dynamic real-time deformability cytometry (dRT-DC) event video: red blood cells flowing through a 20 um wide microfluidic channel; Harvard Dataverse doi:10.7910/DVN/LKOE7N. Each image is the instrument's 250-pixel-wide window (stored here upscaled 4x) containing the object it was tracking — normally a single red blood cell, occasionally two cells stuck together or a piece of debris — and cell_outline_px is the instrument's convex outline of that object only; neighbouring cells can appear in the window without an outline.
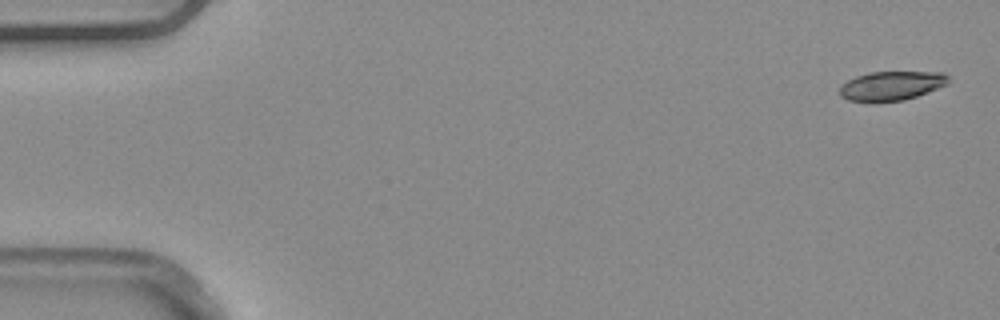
{"species": "common noctule bat (a hibernating species)", "species_latin": "Nyctalus noctula", "temperature_condition": "warm", "stored_images_in_passage": 4, "camera_frame_rate_fps": 3000, "um_per_image_px": 0.085, "animal": {"sex": "male", "body_mass_g": 20.4}, "frame": {"image": 1, "passage_image": 1, "time_ms": 0.0, "image_size_px": [1000, 320], "cell_outline_px": [[948, 84], [916, 96], [904, 100], [872, 104], [848, 100], [840, 96], [840, 84], [856, 76], [868, 72], [944, 72], [948, 76]], "centroid_in_image_um": [75.71, 7.32], "position_along_channel_um": 9.3, "area_um2": 18.9}}
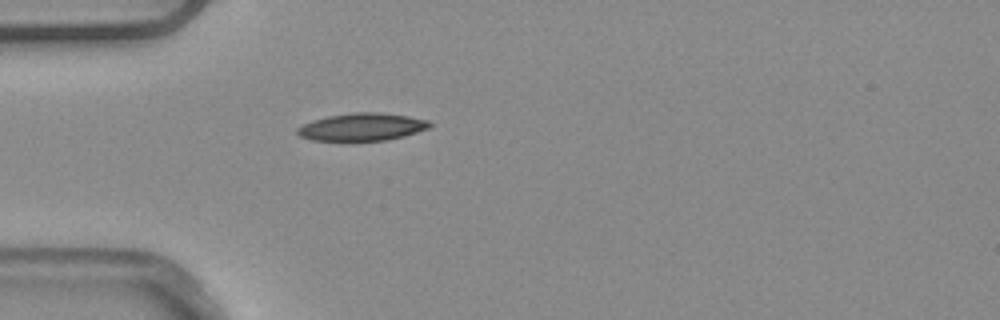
{"frame": {"image": 2, "passage_image": 4, "time_ms": 1.0, "image_size_px": [1000, 320], "cell_outline_px": [[432, 124], [428, 128], [404, 136], [388, 140], [312, 140], [300, 136], [296, 132], [296, 128], [312, 120], [328, 116], [352, 112], [380, 112], [408, 116], [428, 120]], "centroid_in_image_um": [30.77, 10.78], "position_along_channel_um": 54.2, "area_um2": 21.15}}